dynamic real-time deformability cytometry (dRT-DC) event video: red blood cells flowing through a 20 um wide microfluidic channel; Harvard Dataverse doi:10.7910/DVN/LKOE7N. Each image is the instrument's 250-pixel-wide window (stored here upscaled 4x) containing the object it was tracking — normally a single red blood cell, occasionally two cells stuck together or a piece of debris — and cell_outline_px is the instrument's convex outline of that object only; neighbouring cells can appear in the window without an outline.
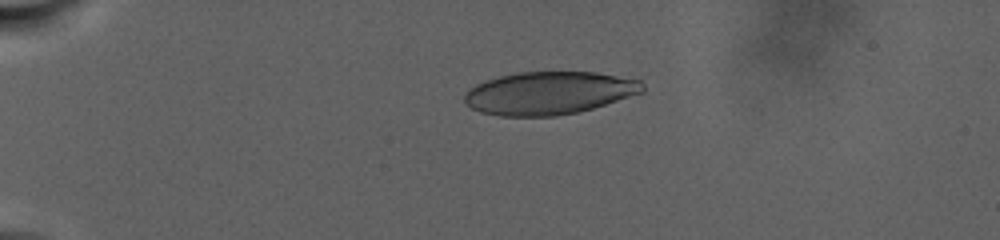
{"species": "human", "species_latin": "Homo sapiens", "temperature_condition": "warm", "stored_images_in_passage": 38, "camera_frame_rate_fps": 3000, "um_per_image_px": 0.085, "donor": {"sex": "male"}, "frame": {"image": 1, "passage_image": 1, "time_ms": 0.0, "image_size_px": [1000, 240], "cell_outline_px": [[644, 92], [592, 108], [576, 112], [556, 116], [500, 116], [480, 112], [472, 108], [464, 100], [464, 96], [468, 88], [484, 80], [516, 72], [596, 72], [640, 80], [644, 84]], "centroid_in_image_um": [46.65, 7.9], "position_along_channel_um": 38.4, "area_um2": 44.45}}
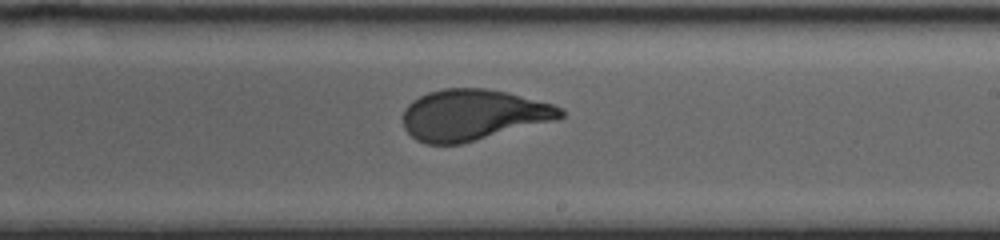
{"frame": {"image": 2, "passage_image": 20, "time_ms": 11.667, "image_size_px": [1000, 240], "cell_outline_px": [[564, 116], [556, 120], [460, 144], [424, 144], [416, 140], [404, 128], [404, 108], [412, 100], [428, 92], [444, 88], [484, 88], [508, 92], [552, 104], [564, 108]], "centroid_in_image_um": [40.21, 9.76], "position_along_channel_um": 248.8, "area_um2": 46.76}}
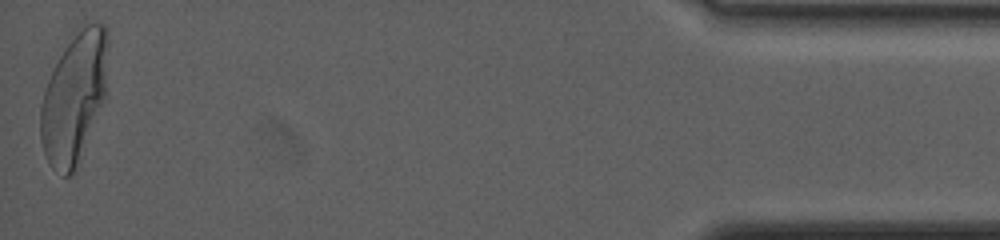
{"frame": {"image": 3, "passage_image": 38, "time_ms": 22.333, "image_size_px": [1000, 240], "cell_outline_px": [[108, 44], [104, 100], [76, 172], [68, 176], [64, 176], [52, 168], [44, 152], [40, 140], [40, 104], [48, 80], [72, 32], [84, 24], [104, 24], [108, 28]], "centroid_in_image_um": [6.31, 8.31], "position_along_channel_um": 428.9, "area_um2": 51.44}, "authors_computed_cell_mechanics": {"area_um2": 46.7891, "velocity_mm_per_s": 2.3911, "shape_relaxation_time_tau1_ms": 9.1193, "shape_relaxation_time_tau2_ms": null, "deformation_change_tau1": 0.2524, "deformation_change_tau2": null}}